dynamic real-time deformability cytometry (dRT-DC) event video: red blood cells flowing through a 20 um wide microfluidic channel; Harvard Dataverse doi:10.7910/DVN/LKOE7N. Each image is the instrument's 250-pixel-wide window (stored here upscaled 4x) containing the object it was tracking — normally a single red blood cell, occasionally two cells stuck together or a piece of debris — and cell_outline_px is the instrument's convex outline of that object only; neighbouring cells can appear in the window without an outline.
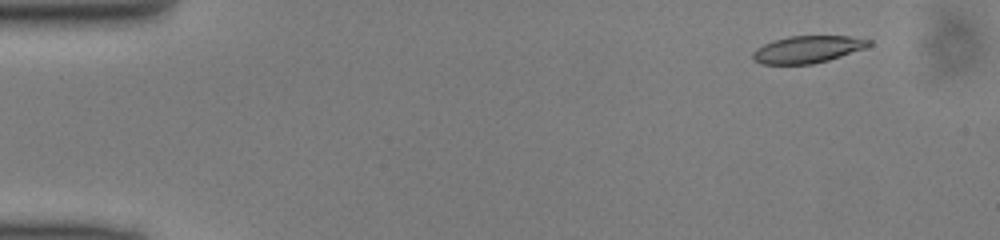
{"species": "common noctule bat (a hibernating species)", "species_latin": "Nyctalus noctula", "temperature_condition": "cold", "stored_images_in_passage": 47, "camera_frame_rate_fps": 3000, "um_per_image_px": 0.085, "animal": {"sex": "male", "body_mass_g": 13.0, "forearm_length_mm": 53.1}, "frame": {"image": 1, "passage_image": 2, "time_ms": 0.333, "image_size_px": [1000, 240], "cell_outline_px": [[872, 44], [864, 48], [828, 60], [812, 64], [760, 64], [752, 56], [752, 52], [756, 48], [772, 40], [788, 36], [848, 36], [872, 40]], "centroid_in_image_um": [68.62, 4.19], "position_along_channel_um": 16.4, "area_um2": 18.26}}
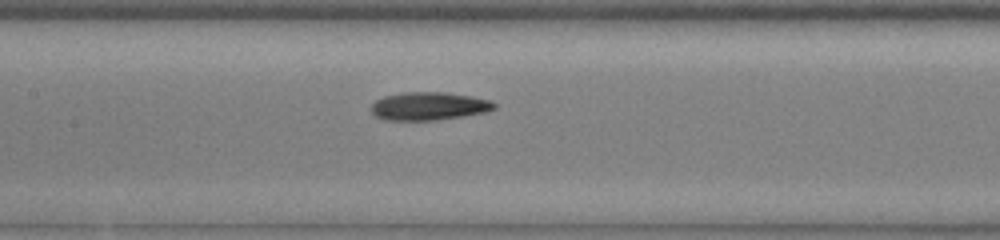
{"frame": {"image": 2, "passage_image": 21, "time_ms": 6.667, "image_size_px": [1000, 240], "cell_outline_px": [[496, 108], [484, 112], [436, 120], [384, 120], [376, 116], [368, 108], [376, 100], [384, 96], [404, 92], [444, 92], [472, 96], [492, 100], [496, 104]], "centroid_in_image_um": [36.43, 9.01], "position_along_channel_um": 171.0, "area_um2": 20.17}}
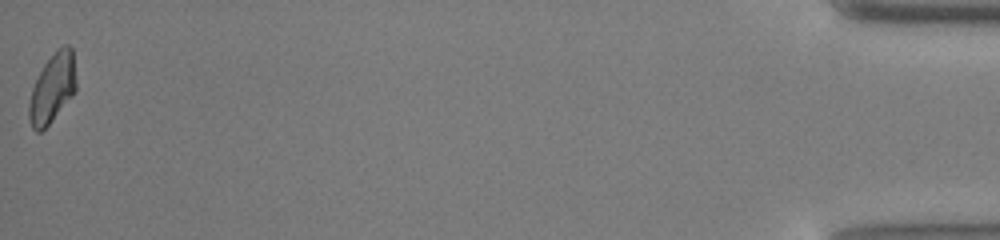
{"frame": {"image": 3, "passage_image": 47, "time_ms": 15.333, "image_size_px": [1000, 240], "cell_outline_px": [[76, 92], [48, 124], [40, 132], [36, 132], [32, 128], [28, 120], [28, 104], [32, 88], [44, 64], [56, 48], [64, 44], [68, 44], [72, 48], [76, 80]], "centroid_in_image_um": [4.45, 7.47], "position_along_channel_um": 430.7, "area_um2": 19.07}}